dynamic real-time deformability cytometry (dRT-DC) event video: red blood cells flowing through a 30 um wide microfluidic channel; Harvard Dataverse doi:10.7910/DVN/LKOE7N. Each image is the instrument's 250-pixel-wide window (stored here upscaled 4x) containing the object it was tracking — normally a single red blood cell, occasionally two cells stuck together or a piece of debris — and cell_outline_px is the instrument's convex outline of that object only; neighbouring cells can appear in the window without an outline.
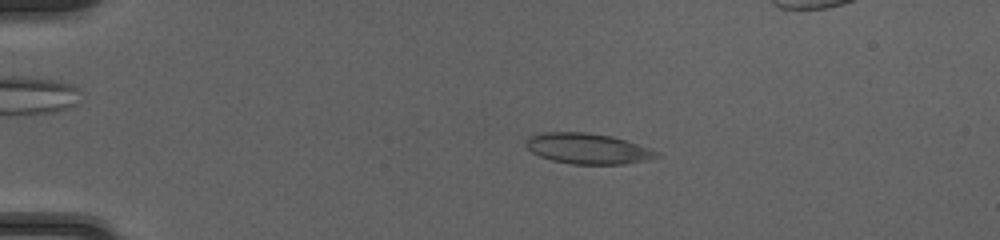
{"species": "common noctule bat (a hibernating species)", "species_latin": "Nyctalus noctula", "temperature_condition": "cold", "stored_images_in_passage": 46, "camera_frame_rate_fps": 3000, "um_per_image_px": 0.085, "animal": {"sex": "female", "body_mass_g": 20.0, "forearm_length_mm": 54.0}, "frame": {"image": 1, "passage_image": 6, "time_ms": 1.667, "image_size_px": [1000, 240], "cell_outline_px": [[664, 156], [624, 164], [572, 164], [552, 160], [540, 156], [532, 152], [524, 144], [532, 136], [544, 132], [588, 132], [612, 136], [652, 148], [660, 152]], "centroid_in_image_um": [50.03, 12.63], "position_along_channel_um": 35.0, "area_um2": 23.35}}
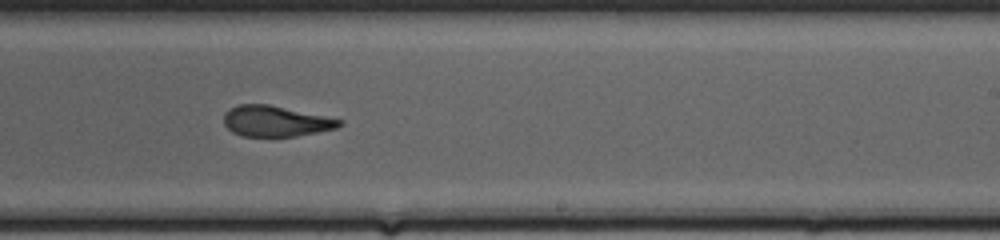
{"frame": {"image": 2, "passage_image": 27, "time_ms": 8.667, "image_size_px": [1000, 240], "cell_outline_px": [[344, 124], [336, 128], [296, 136], [240, 136], [232, 132], [224, 124], [224, 112], [228, 108], [240, 104], [268, 104], [344, 120]], "centroid_in_image_um": [23.41, 10.29], "position_along_channel_um": 265.6, "area_um2": 20.69}}
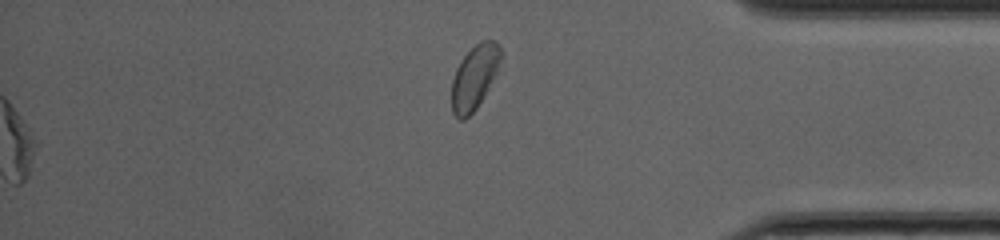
{"frame": {"image": 3, "passage_image": 46, "time_ms": 15.0, "image_size_px": [1000, 240], "cell_outline_px": [[504, 56], [484, 96], [476, 108], [464, 120], [460, 120], [452, 112], [452, 80], [456, 68], [460, 60], [480, 40], [496, 40], [500, 44], [504, 52]], "centroid_in_image_um": [40.36, 6.51], "position_along_channel_um": 394.8, "area_um2": 18.5}, "authors_computed_cell_mechanics": {"area_um2": 22.831, "velocity_mm_per_s": 4.1682, "shape_relaxation_time_tau1_ms": 8.6263, "shape_relaxation_time_tau2_ms": 2.4901, "deformation_change_tau1": 0.2333, "deformation_change_tau2": 0.1121}}